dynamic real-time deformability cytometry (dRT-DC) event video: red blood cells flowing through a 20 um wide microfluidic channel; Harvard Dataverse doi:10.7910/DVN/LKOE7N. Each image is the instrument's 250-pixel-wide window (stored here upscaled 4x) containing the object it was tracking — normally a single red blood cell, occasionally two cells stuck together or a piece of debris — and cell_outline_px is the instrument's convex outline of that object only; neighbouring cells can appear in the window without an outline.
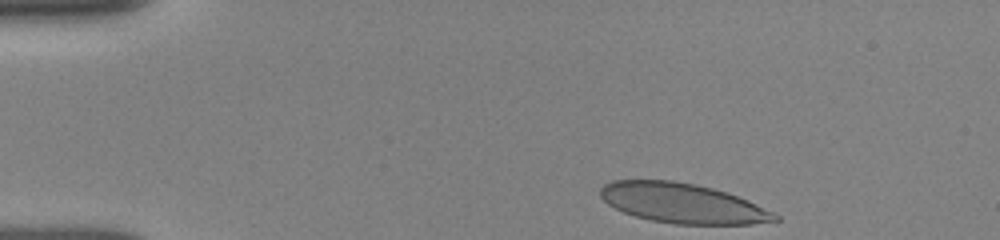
{"species": "human", "species_latin": "Homo sapiens", "temperature_condition": "room temperature", "stored_images_in_passage": 21, "camera_frame_rate_fps": 3000, "um_per_image_px": 0.085, "donor": {"sex": "female"}, "frame": {"image": 1, "passage_image": 1, "time_ms": 0.0, "image_size_px": [1000, 240], "cell_outline_px": [[780, 220], [752, 224], [676, 224], [652, 220], [636, 216], [624, 212], [608, 204], [600, 196], [600, 188], [604, 184], [612, 180], [672, 180], [696, 184], [728, 192], [748, 200], [776, 212], [780, 216]], "centroid_in_image_um": [58.06, 17.27], "position_along_channel_um": 26.9, "area_um2": 40.63}}
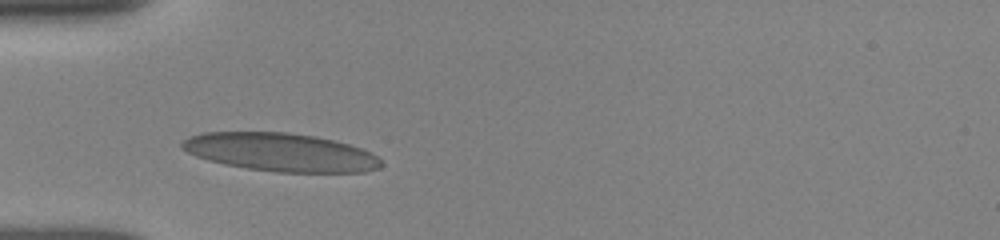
{"frame": {"image": 2, "passage_image": 20, "time_ms": 2.667, "image_size_px": [1000, 240], "cell_outline_px": [[380, 168], [364, 172], [276, 172], [248, 168], [224, 164], [208, 160], [196, 156], [180, 148], [180, 144], [184, 140], [192, 136], [204, 132], [288, 132], [312, 136], [332, 140], [348, 144], [372, 152], [380, 160]], "centroid_in_image_um": [23.84, 12.94], "position_along_channel_um": 61.2, "area_um2": 44.1}}